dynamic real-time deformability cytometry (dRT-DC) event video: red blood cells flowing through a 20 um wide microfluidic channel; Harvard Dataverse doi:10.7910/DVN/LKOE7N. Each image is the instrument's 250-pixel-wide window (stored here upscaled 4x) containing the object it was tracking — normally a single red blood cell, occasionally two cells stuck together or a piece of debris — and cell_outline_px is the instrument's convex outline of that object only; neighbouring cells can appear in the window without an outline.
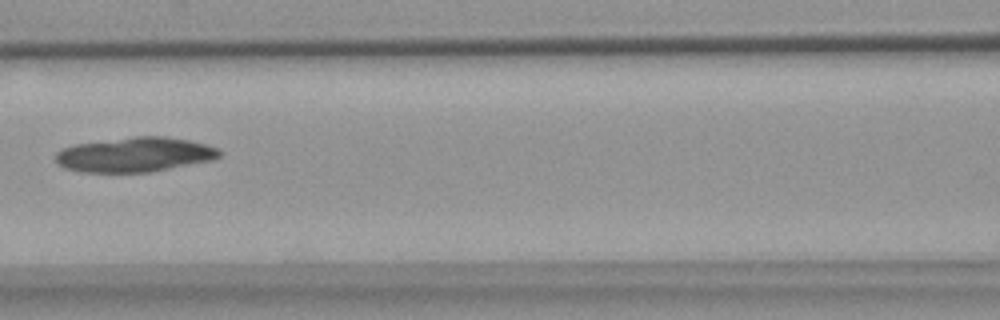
{"species": "common noctule bat (a hibernating species)", "species_latin": "Nyctalus noctula", "temperature_condition": "warm", "stored_images_in_passage": 7, "camera_frame_rate_fps": 3000, "um_per_image_px": 0.085, "animal": {"sex": "female", "body_mass_g": 18.4}, "frame": {"image": 1, "passage_image": 7, "time_ms": 7.667, "image_size_px": [1000, 320], "cell_outline_px": [[220, 156], [212, 160], [152, 172], [76, 172], [64, 168], [56, 160], [56, 152], [64, 148], [76, 144], [136, 136], [164, 136], [188, 140], [208, 144], [216, 148], [220, 152]], "centroid_in_image_um": [11.47, 13.15], "position_along_channel_um": 155.1, "area_um2": 33.0}}